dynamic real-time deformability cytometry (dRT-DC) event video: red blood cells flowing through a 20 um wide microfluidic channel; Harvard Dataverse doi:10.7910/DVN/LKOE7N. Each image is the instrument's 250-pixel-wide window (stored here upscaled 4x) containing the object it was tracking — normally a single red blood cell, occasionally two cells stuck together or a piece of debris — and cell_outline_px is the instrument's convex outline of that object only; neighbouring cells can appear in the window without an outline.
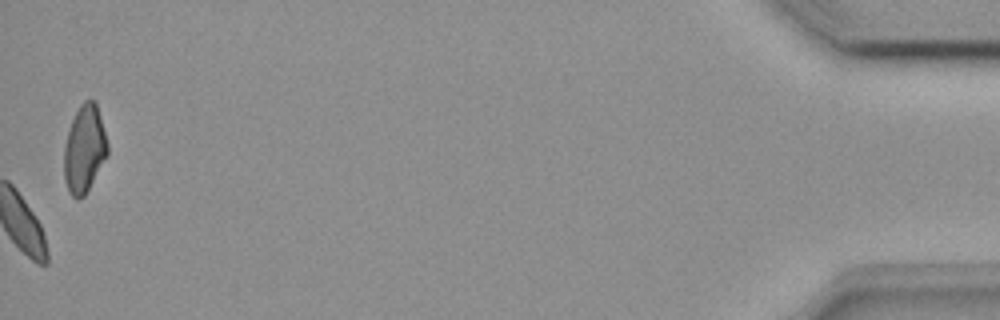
{"species": "common noctule bat (a hibernating species)", "species_latin": "Nyctalus noctula", "temperature_condition": "room temperature", "stored_images_in_passage": 46, "camera_frame_rate_fps": 3000, "um_per_image_px": 0.085, "animal": {"sex": "female", "body_mass_g": 18.4}, "frame": {"image": 1, "passage_image": 46, "time_ms": 15.0, "image_size_px": [1000, 320], "cell_outline_px": [[108, 152], [84, 196], [72, 196], [68, 188], [64, 176], [64, 148], [68, 132], [72, 120], [80, 104], [84, 100], [96, 100], [108, 144]], "centroid_in_image_um": [7.17, 12.6], "position_along_channel_um": 428.0, "area_um2": 21.62}}